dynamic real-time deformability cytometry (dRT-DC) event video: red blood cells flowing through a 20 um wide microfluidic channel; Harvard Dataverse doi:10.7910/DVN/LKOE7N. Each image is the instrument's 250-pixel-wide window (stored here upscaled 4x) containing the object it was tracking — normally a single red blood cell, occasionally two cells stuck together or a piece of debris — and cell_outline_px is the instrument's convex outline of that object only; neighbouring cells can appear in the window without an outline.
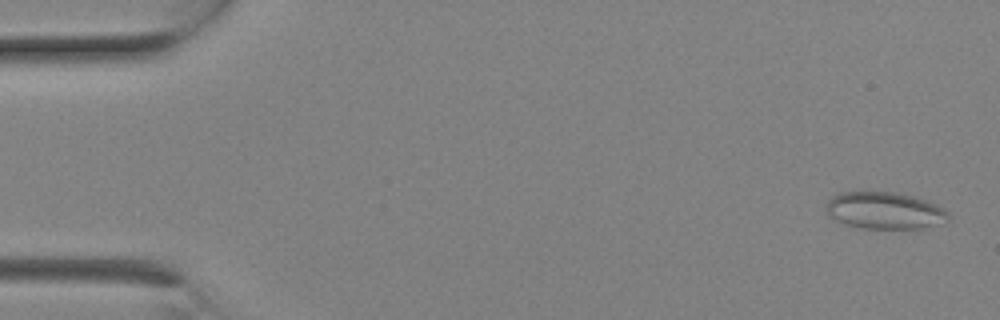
{"species": "Egyptian fruit bat (a non-hibernating species)", "species_latin": "Rousettus aegyptiacus", "temperature_condition": "room temperature", "stored_images_in_passage": 8, "camera_frame_rate_fps": 3000, "um_per_image_px": 0.085, "animal": {"sex": "female"}, "frame": {"image": 1, "passage_image": 1, "time_ms": 0.0, "image_size_px": [1000, 320], "cell_outline_px": [[948, 220], [944, 224], [924, 228], [860, 228], [836, 220], [828, 216], [828, 200], [836, 192], [896, 192], [912, 196], [936, 204], [944, 208], [948, 212]], "centroid_in_image_um": [75.23, 17.9], "position_along_channel_um": 9.8, "area_um2": 26.3}}
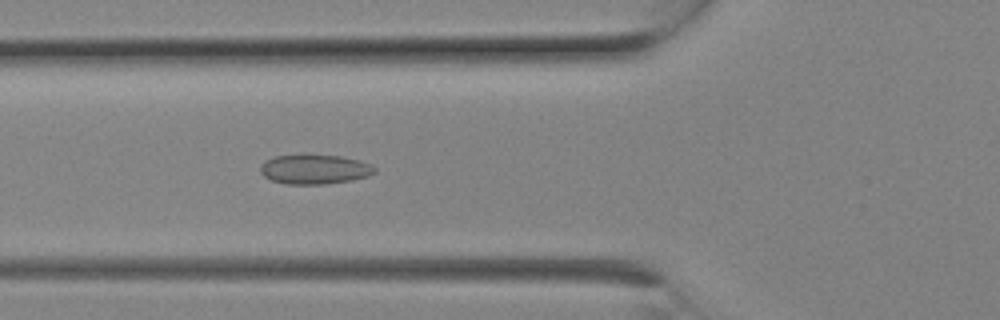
{"frame": {"image": 2, "passage_image": 8, "time_ms": 2.333, "image_size_px": [1000, 320], "cell_outline_px": [[376, 172], [368, 176], [352, 180], [324, 184], [288, 184], [272, 180], [264, 176], [260, 172], [260, 164], [264, 160], [276, 156], [340, 156], [356, 160], [368, 164], [376, 168]], "centroid_in_image_um": [26.71, 14.41], "position_along_channel_um": 99.1, "area_um2": 19.25}}